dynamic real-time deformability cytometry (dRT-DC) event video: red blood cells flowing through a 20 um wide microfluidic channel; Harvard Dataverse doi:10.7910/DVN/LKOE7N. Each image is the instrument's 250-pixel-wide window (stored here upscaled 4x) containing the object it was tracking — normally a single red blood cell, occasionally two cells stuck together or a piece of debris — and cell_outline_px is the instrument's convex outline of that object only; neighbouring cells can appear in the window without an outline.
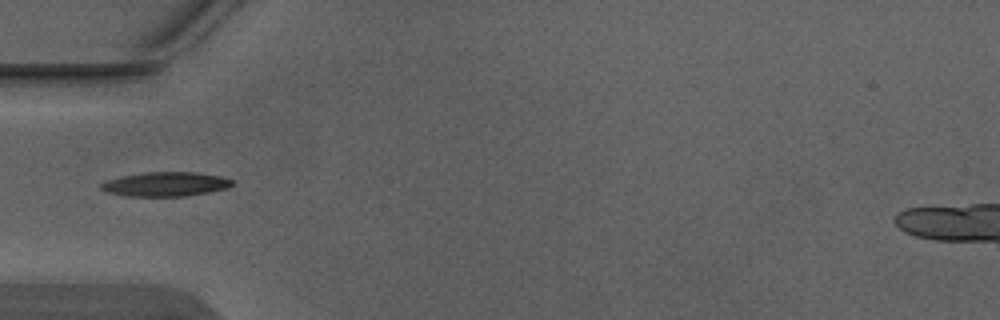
{"species": "Egyptian fruit bat (a non-hibernating species)", "species_latin": "Rousettus aegyptiacus", "temperature_condition": "warm", "stored_images_in_passage": 6, "segment_of_instrument_passage": [2, 2], "camera_frame_rate_fps": 3000, "um_per_image_px": 0.085, "animal": {"sex": "male"}, "frame": {"image": 1, "passage_image": 5, "time_ms": 1.333, "image_size_px": [1000, 320], "cell_outline_px": [[232, 184], [228, 188], [208, 192], [184, 196], [128, 196], [108, 192], [100, 188], [100, 184], [108, 180], [120, 176], [144, 172], [196, 172], [220, 176], [232, 180]], "centroid_in_image_um": [14.06, 15.64], "position_along_channel_um": 70.9, "area_um2": 18.44}}
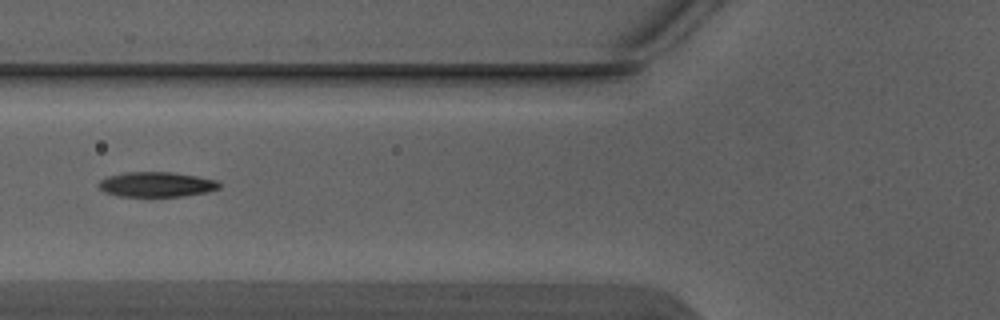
{"frame": {"image": 2, "passage_image": 6, "time_ms": 1.667, "image_size_px": [1000, 320], "cell_outline_px": [[220, 188], [208, 192], [184, 196], [120, 196], [104, 192], [96, 184], [100, 180], [108, 176], [124, 172], [172, 172], [196, 176], [216, 180], [220, 184]], "centroid_in_image_um": [13.29, 15.67], "position_along_channel_um": 112.5, "area_um2": 17.57}}